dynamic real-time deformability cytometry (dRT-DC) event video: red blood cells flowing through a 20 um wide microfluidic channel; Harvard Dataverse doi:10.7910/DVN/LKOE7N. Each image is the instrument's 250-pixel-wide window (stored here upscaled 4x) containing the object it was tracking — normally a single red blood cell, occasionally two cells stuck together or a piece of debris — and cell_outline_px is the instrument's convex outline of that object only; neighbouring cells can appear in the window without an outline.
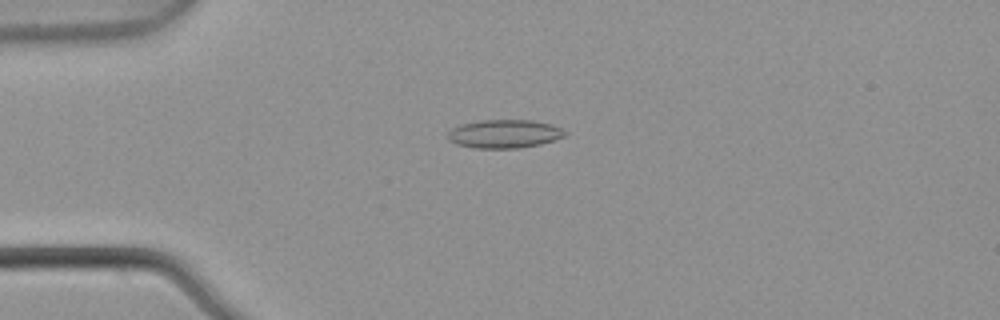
{"species": "common noctule bat (a hibernating species)", "species_latin": "Nyctalus noctula", "temperature_condition": "warm", "stored_images_in_passage": 7, "camera_frame_rate_fps": 3000, "um_per_image_px": 0.085, "animal": {"sex": "male", "body_mass_g": 21.5, "forearm_length_mm": 52.0}, "frame": {"image": 1, "passage_image": 4, "time_ms": 1.0, "image_size_px": [1000, 320], "cell_outline_px": [[568, 132], [564, 136], [540, 144], [520, 148], [476, 148], [456, 144], [448, 140], [448, 132], [452, 128], [464, 124], [480, 120], [532, 120], [552, 124]], "centroid_in_image_um": [42.87, 11.37], "position_along_channel_um": 42.1, "area_um2": 19.31}}
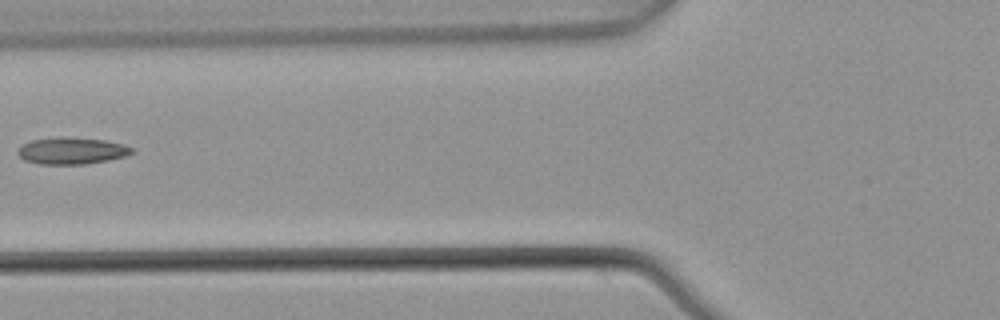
{"frame": {"image": 2, "passage_image": 6, "time_ms": 1.667, "image_size_px": [1000, 320], "cell_outline_px": [[136, 152], [124, 156], [108, 160], [84, 164], [40, 164], [24, 160], [16, 152], [24, 144], [32, 140], [60, 136], [104, 140], [124, 144], [136, 148]], "centroid_in_image_um": [6.14, 12.81], "position_along_channel_um": 119.7, "area_um2": 17.86}}
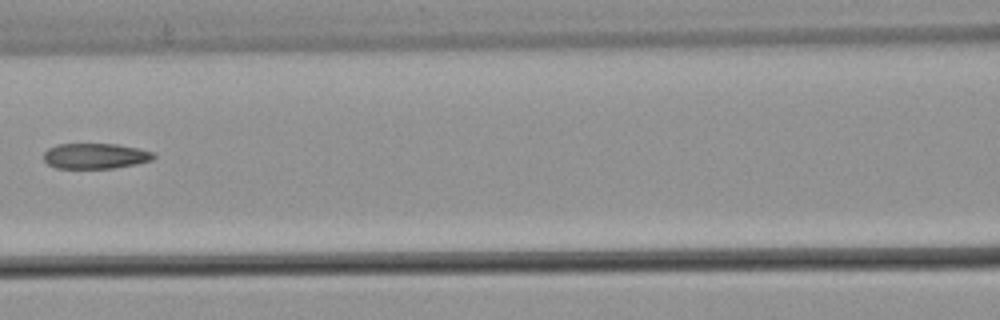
{"frame": {"image": 3, "passage_image": 7, "time_ms": 2.0, "image_size_px": [1000, 320], "cell_outline_px": [[156, 156], [152, 160], [136, 164], [112, 168], [56, 168], [48, 164], [44, 160], [44, 152], [48, 148], [56, 144], [116, 144], [136, 148], [152, 152]], "centroid_in_image_um": [8.07, 13.26], "position_along_channel_um": 158.5, "area_um2": 16.24}}